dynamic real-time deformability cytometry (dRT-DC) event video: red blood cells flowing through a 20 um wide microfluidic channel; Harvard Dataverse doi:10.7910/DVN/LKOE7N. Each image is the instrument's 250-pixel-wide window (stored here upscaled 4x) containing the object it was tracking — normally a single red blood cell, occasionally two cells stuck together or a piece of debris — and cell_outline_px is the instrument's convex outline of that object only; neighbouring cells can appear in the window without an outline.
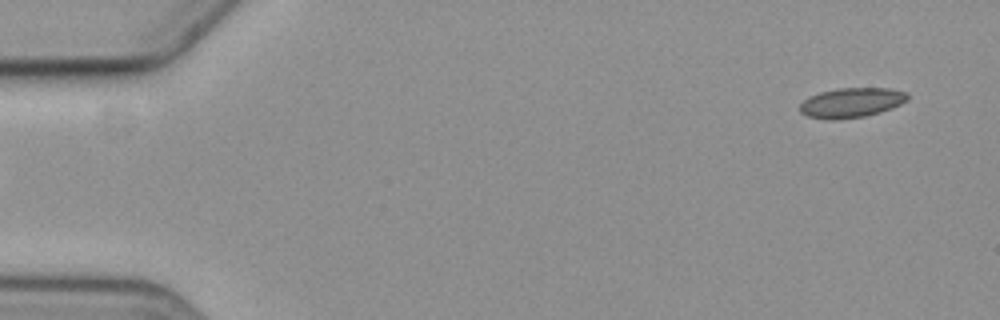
{"species": "common noctule bat (a hibernating species)", "species_latin": "Nyctalus noctula", "temperature_condition": "cold", "stored_images_in_passage": 3, "camera_frame_rate_fps": 3000, "um_per_image_px": 0.085, "animal": {"sex": "female", "body_mass_g": 19.3, "forearm_length_mm": 54.1}, "frame": {"image": 1, "passage_image": 3, "time_ms": 2.333, "image_size_px": [1000, 320], "cell_outline_px": [[908, 100], [900, 104], [880, 112], [864, 116], [832, 120], [828, 120], [808, 116], [800, 112], [800, 104], [808, 96], [820, 92], [836, 88], [892, 88], [908, 92]], "centroid_in_image_um": [72.37, 8.71], "position_along_channel_um": 12.6, "area_um2": 18.73}}